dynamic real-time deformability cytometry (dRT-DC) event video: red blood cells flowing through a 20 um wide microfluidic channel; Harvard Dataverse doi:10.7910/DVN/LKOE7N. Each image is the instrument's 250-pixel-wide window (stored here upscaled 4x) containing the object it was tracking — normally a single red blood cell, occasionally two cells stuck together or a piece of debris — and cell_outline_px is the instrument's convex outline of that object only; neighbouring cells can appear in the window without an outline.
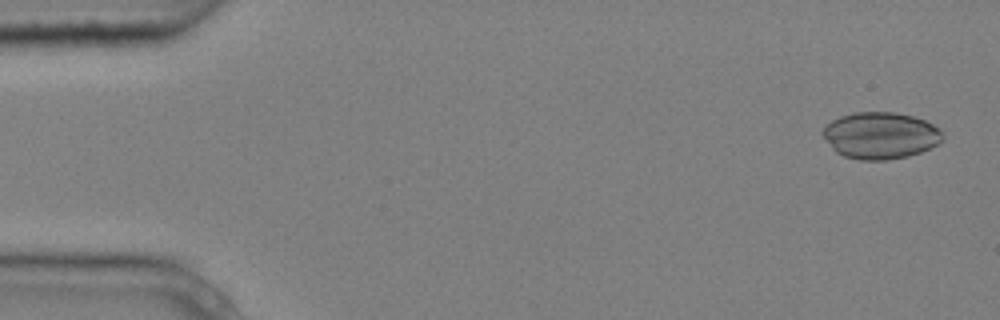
{"species": "common noctule bat (a hibernating species)", "species_latin": "Nyctalus noctula", "temperature_condition": "cold", "stored_images_in_passage": 5, "camera_frame_rate_fps": 3000, "um_per_image_px": 0.085, "animal": {"sex": "male", "body_mass_g": 20.4}, "frame": {"image": 1, "passage_image": 1, "time_ms": 0.0, "image_size_px": [1000, 320], "cell_outline_px": [[944, 140], [940, 144], [920, 152], [908, 156], [888, 160], [860, 160], [844, 156], [836, 152], [832, 148], [820, 132], [832, 120], [840, 116], [856, 112], [892, 112], [912, 116], [924, 120], [940, 128], [944, 136]], "centroid_in_image_um": [74.86, 11.52], "position_along_channel_um": 10.1, "area_um2": 32.77}}
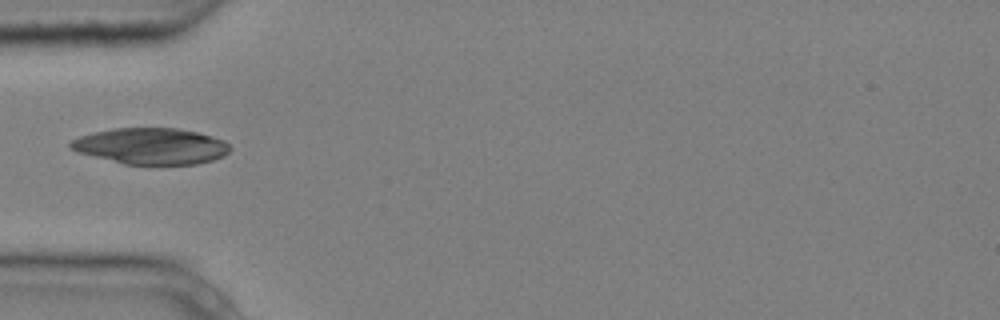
{"frame": {"image": 2, "passage_image": 5, "time_ms": 1.333, "image_size_px": [1000, 320], "cell_outline_px": [[232, 148], [224, 156], [212, 160], [196, 164], [124, 164], [76, 152], [68, 148], [68, 144], [72, 140], [80, 136], [112, 128], [180, 128], [212, 136], [224, 140]], "centroid_in_image_um": [12.83, 12.42], "position_along_channel_um": 72.2, "area_um2": 33.7}}